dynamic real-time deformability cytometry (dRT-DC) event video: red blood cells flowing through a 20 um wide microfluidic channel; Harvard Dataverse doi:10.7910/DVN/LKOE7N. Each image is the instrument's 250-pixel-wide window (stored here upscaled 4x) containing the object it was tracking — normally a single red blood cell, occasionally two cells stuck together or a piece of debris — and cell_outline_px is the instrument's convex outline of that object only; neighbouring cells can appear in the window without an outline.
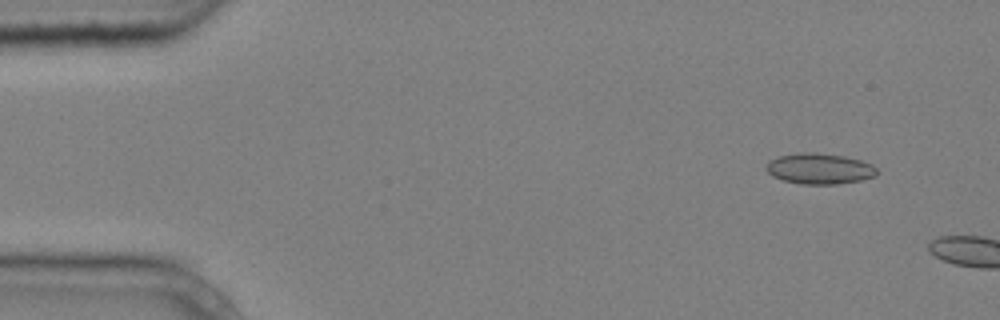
{"species": "common noctule bat (a hibernating species)", "species_latin": "Nyctalus noctula", "temperature_condition": "cold", "stored_images_in_passage": 3, "camera_frame_rate_fps": 3000, "um_per_image_px": 0.085, "animal": {"sex": "male", "body_mass_g": 20.4}, "frame": {"image": 1, "passage_image": 2, "time_ms": 0.333, "image_size_px": [1000, 320], "cell_outline_px": [[876, 172], [872, 176], [860, 180], [836, 184], [800, 184], [784, 180], [772, 176], [764, 168], [768, 160], [776, 156], [800, 152], [816, 152], [844, 156], [860, 160], [872, 164], [876, 168]], "centroid_in_image_um": [69.58, 14.32], "position_along_channel_um": 15.4, "area_um2": 19.88}}